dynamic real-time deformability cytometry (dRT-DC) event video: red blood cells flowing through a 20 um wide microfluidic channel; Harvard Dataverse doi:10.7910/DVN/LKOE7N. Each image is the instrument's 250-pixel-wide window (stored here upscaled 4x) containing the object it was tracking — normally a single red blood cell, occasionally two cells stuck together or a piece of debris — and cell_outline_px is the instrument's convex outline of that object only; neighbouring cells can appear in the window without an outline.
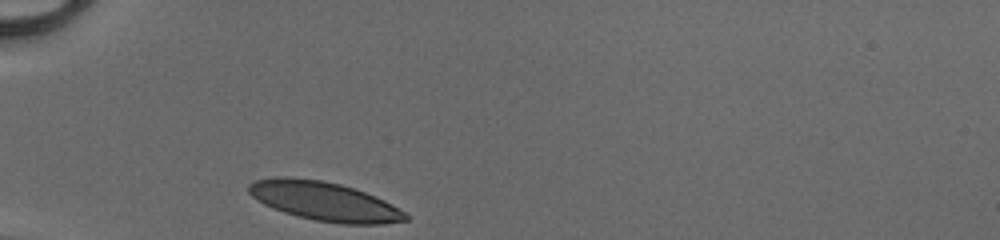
{"species": "human", "species_latin": "Homo sapiens", "temperature_condition": "cold", "stored_images_in_passage": 27, "camera_frame_rate_fps": 3000, "um_per_image_px": 0.085, "donor": {"sex": "male"}, "frame": {"image": 1, "passage_image": 1, "time_ms": 0.0, "image_size_px": [1000, 240], "cell_outline_px": [[408, 220], [384, 224], [340, 224], [316, 220], [296, 216], [272, 208], [256, 200], [248, 192], [248, 184], [256, 180], [276, 176], [280, 176], [320, 180], [340, 184], [376, 196], [392, 204], [404, 212], [408, 216]], "centroid_in_image_um": [27.55, 17.11], "position_along_channel_um": 57.4, "area_um2": 35.55}}
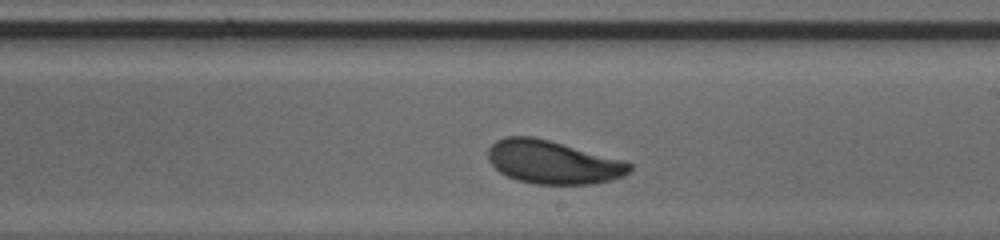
{"frame": {"image": 2, "passage_image": 16, "time_ms": 5.0, "image_size_px": [1000, 240], "cell_outline_px": [[632, 172], [624, 176], [596, 184], [536, 184], [516, 180], [500, 172], [488, 160], [488, 148], [496, 140], [504, 136], [532, 136], [548, 140], [624, 160], [632, 164]], "centroid_in_image_um": [47.01, 13.79], "position_along_channel_um": 242.0, "area_um2": 35.78}}
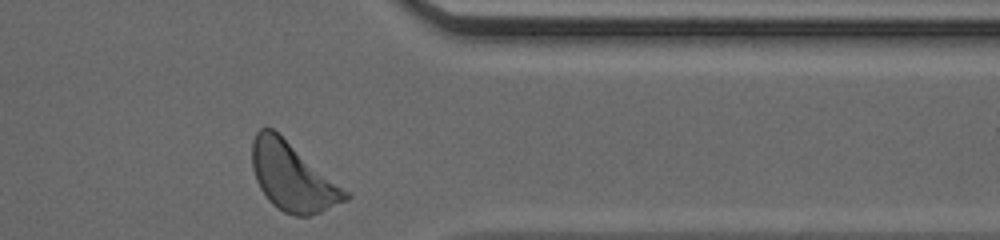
{"frame": {"image": 3, "passage_image": 27, "time_ms": 8.667, "image_size_px": [1000, 240], "cell_outline_px": [[352, 196], [348, 200], [320, 212], [308, 216], [296, 216], [284, 212], [272, 204], [268, 200], [260, 188], [256, 180], [252, 168], [252, 140], [256, 132], [260, 128], [272, 128], [348, 192]], "centroid_in_image_um": [24.83, 15.05], "position_along_channel_um": 386.6, "area_um2": 36.41}, "authors_computed_cell_mechanics": {"area_um2": 35.9516, "velocity_mm_per_s": 4.0585, "shape_relaxation_time_tau1_ms": 2.5627, "shape_relaxation_time_tau2_ms": null, "deformation_change_tau1": 0.1154, "deformation_change_tau2": null}}